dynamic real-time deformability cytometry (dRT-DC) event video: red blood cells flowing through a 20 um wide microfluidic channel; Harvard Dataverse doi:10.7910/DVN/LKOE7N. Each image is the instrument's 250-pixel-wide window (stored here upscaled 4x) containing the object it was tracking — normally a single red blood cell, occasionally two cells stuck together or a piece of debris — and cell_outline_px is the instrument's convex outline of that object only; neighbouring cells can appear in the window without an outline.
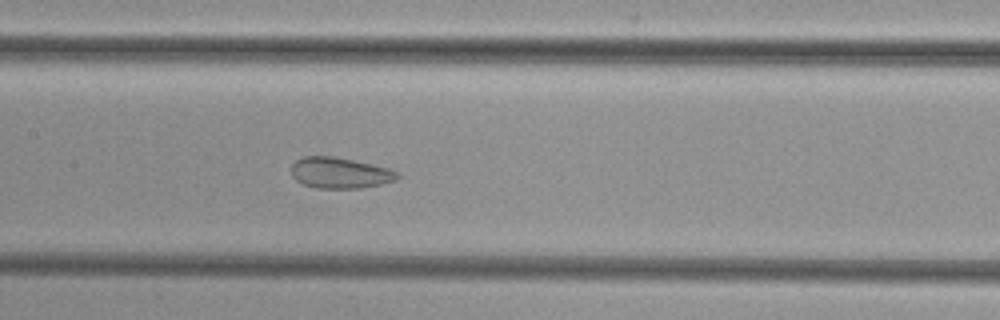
{"species": "common noctule bat (a hibernating species)", "species_latin": "Nyctalus noctula", "temperature_condition": "cold", "stored_images_in_passage": 35, "camera_frame_rate_fps": 3000, "um_per_image_px": 0.085, "animal": {"sex": "female", "body_mass_g": 29.2, "forearm_length_mm": 56.3}, "frame": {"image": 1, "passage_image": 9, "time_ms": 2.667, "image_size_px": [1000, 320], "cell_outline_px": [[400, 176], [396, 180], [380, 184], [360, 188], [316, 188], [304, 184], [296, 180], [292, 176], [292, 164], [296, 160], [304, 156], [332, 156], [372, 164], [388, 168], [400, 172]], "centroid_in_image_um": [28.9, 14.69], "position_along_channel_um": 178.5, "area_um2": 19.07}}
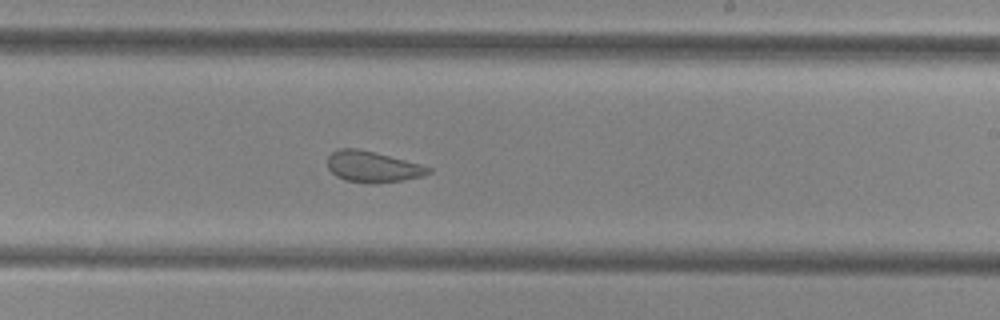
{"frame": {"image": 2, "passage_image": 15, "time_ms": 4.667, "image_size_px": [1000, 320], "cell_outline_px": [[432, 172], [424, 176], [400, 180], [372, 184], [368, 184], [344, 180], [336, 176], [328, 168], [328, 156], [332, 152], [340, 148], [356, 148], [420, 164], [432, 168]], "centroid_in_image_um": [31.66, 14.19], "position_along_channel_um": 257.3, "area_um2": 18.09}}
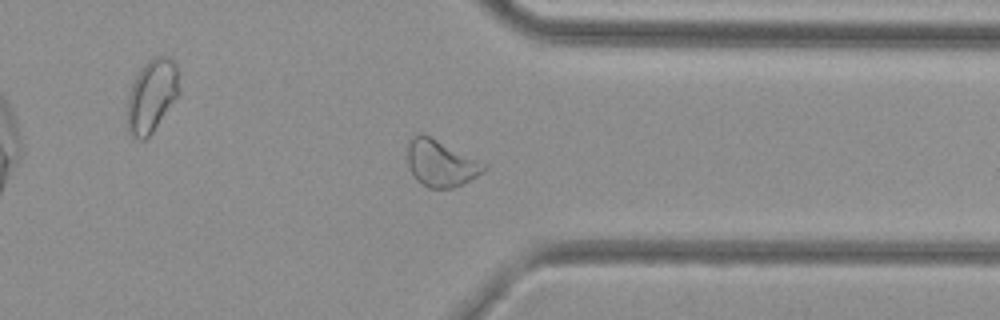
{"frame": {"image": 3, "passage_image": 24, "time_ms": 7.667, "image_size_px": [1000, 320], "cell_outline_px": [[488, 168], [484, 172], [452, 188], [428, 188], [420, 184], [416, 180], [408, 164], [408, 140], [412, 136], [420, 132], [424, 132], [488, 164]], "centroid_in_image_um": [37.47, 13.84], "position_along_channel_um": 373.9, "area_um2": 21.1}}